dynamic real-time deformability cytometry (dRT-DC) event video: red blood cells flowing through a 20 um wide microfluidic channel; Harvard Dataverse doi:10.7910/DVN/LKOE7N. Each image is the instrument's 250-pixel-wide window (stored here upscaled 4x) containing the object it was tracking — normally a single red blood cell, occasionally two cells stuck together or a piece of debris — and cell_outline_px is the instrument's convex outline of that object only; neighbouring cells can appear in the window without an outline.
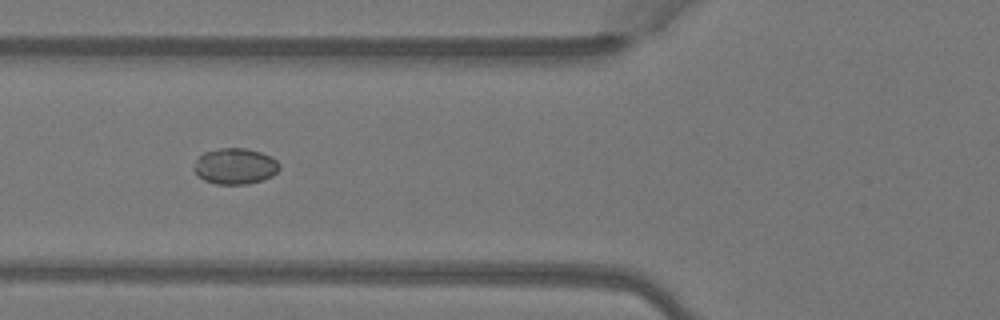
{"species": "Egyptian fruit bat (a non-hibernating species)", "species_latin": "Rousettus aegyptiacus", "temperature_condition": "warm", "stored_images_in_passage": 9, "camera_frame_rate_fps": 3000, "um_per_image_px": 0.085, "animal": {"sex": "female"}, "frame": {"image": 1, "passage_image": 6, "time_ms": 1.667, "image_size_px": [1000, 320], "cell_outline_px": [[280, 168], [272, 176], [264, 180], [248, 184], [216, 184], [204, 180], [192, 168], [196, 160], [204, 152], [220, 148], [244, 148], [260, 152], [276, 160], [280, 164]], "centroid_in_image_um": [19.99, 14.13], "position_along_channel_um": 105.8, "area_um2": 17.86}}
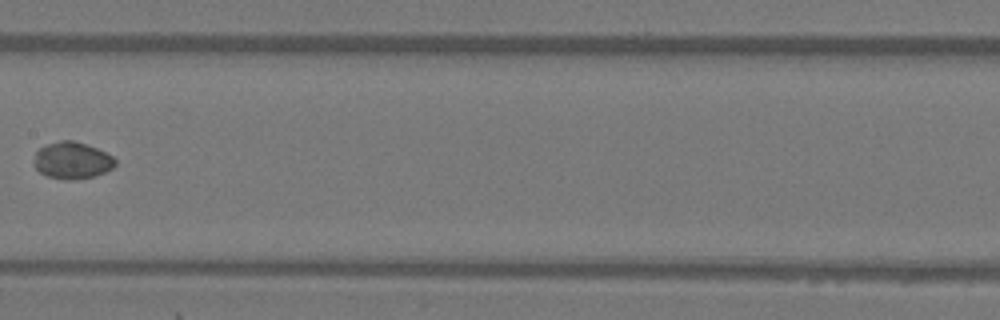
{"frame": {"image": 2, "passage_image": 8, "time_ms": 2.333, "image_size_px": [1000, 320], "cell_outline_px": [[116, 164], [112, 168], [96, 176], [76, 180], [64, 180], [48, 176], [40, 172], [32, 164], [36, 152], [40, 148], [48, 144], [60, 140], [72, 140], [96, 148], [112, 156], [116, 160]], "centroid_in_image_um": [6.12, 13.65], "position_along_channel_um": 201.3, "area_um2": 17.46}}
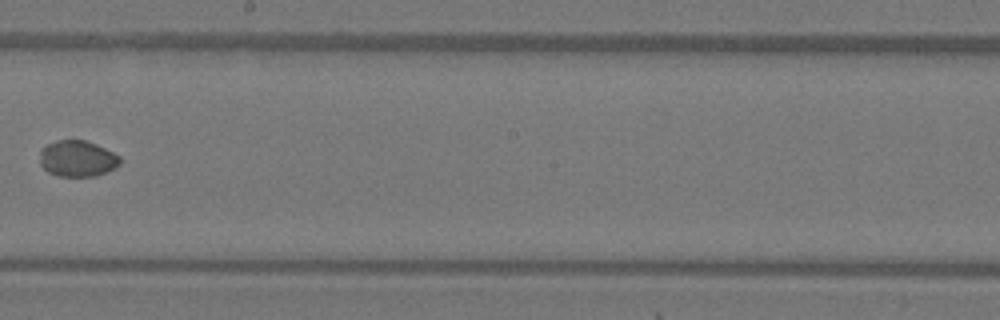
{"frame": {"image": 3, "passage_image": 9, "time_ms": 2.667, "image_size_px": [1000, 320], "cell_outline_px": [[120, 164], [116, 168], [96, 176], [60, 176], [48, 172], [40, 164], [40, 152], [48, 144], [56, 140], [84, 140], [96, 144], [120, 156]], "centroid_in_image_um": [6.59, 13.48], "position_along_channel_um": 241.6, "area_um2": 16.82}}